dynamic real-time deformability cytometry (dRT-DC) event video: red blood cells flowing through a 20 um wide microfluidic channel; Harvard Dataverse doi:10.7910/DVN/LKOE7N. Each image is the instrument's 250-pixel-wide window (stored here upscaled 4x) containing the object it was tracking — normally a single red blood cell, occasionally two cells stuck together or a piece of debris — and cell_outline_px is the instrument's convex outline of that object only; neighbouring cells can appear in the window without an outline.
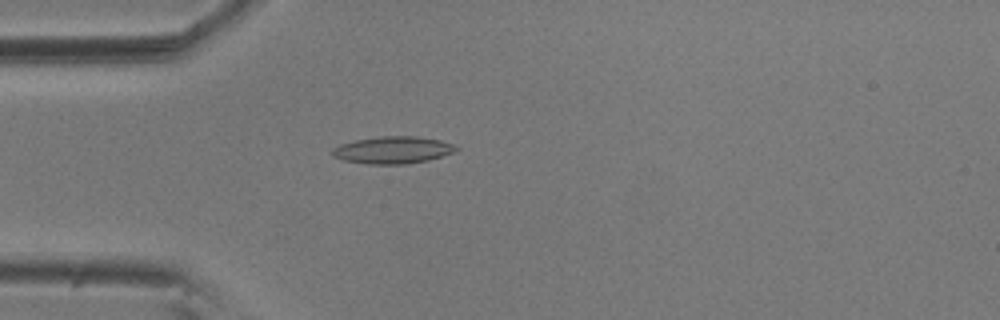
{"species": "common noctule bat (a hibernating species)", "species_latin": "Nyctalus noctula", "temperature_condition": "room temperature", "stored_images_in_passage": 49, "camera_frame_rate_fps": 3000, "um_per_image_px": 0.085, "animal": {"sex": "male", "body_mass_g": 20.5, "forearm_length_mm": 52.5}, "frame": {"image": 1, "passage_image": 9, "time_ms": 2.667, "image_size_px": [1000, 320], "cell_outline_px": [[460, 148], [452, 152], [428, 160], [404, 164], [368, 164], [344, 160], [332, 156], [332, 148], [340, 144], [356, 140], [380, 136], [416, 136], [440, 140], [452, 144]], "centroid_in_image_um": [33.36, 12.74], "position_along_channel_um": 51.6, "area_um2": 19.42}}
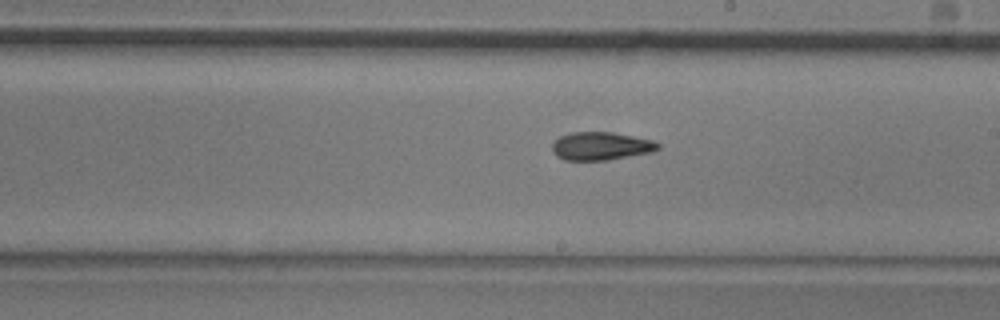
{"frame": {"image": 2, "passage_image": 25, "time_ms": 8.0, "image_size_px": [1000, 320], "cell_outline_px": [[660, 148], [652, 152], [608, 160], [564, 160], [556, 156], [552, 152], [552, 144], [560, 136], [572, 132], [612, 132], [652, 140], [660, 144]], "centroid_in_image_um": [51.07, 12.42], "position_along_channel_um": 237.9, "area_um2": 17.34}}
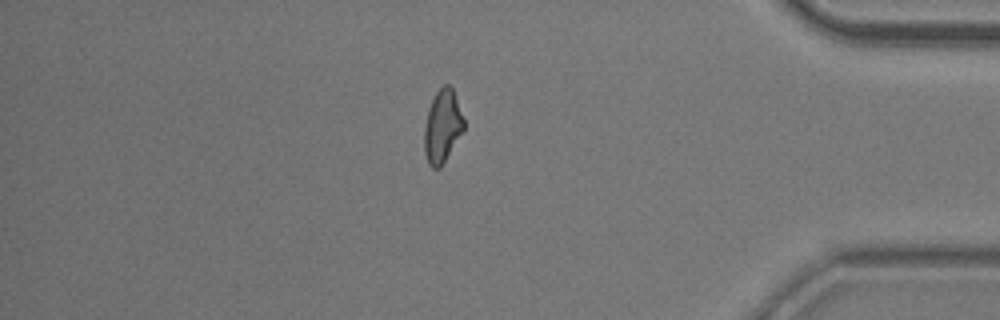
{"frame": {"image": 3, "passage_image": 41, "time_ms": 13.333, "image_size_px": [1000, 320], "cell_outline_px": [[464, 128], [440, 168], [432, 168], [428, 164], [424, 152], [424, 128], [428, 108], [436, 92], [444, 84], [448, 84], [452, 88], [464, 120]], "centroid_in_image_um": [37.58, 10.74], "position_along_channel_um": 397.6, "area_um2": 16.53}, "authors_computed_cell_mechanics": {"area_um2": 17.2822, "velocity_mm_per_s": 3.6297, "shape_relaxation_time_tau1_ms": null, "shape_relaxation_time_tau2_ms": 3.4095, "deformation_change_tau1": null, "deformation_change_tau2": 0.1164}}